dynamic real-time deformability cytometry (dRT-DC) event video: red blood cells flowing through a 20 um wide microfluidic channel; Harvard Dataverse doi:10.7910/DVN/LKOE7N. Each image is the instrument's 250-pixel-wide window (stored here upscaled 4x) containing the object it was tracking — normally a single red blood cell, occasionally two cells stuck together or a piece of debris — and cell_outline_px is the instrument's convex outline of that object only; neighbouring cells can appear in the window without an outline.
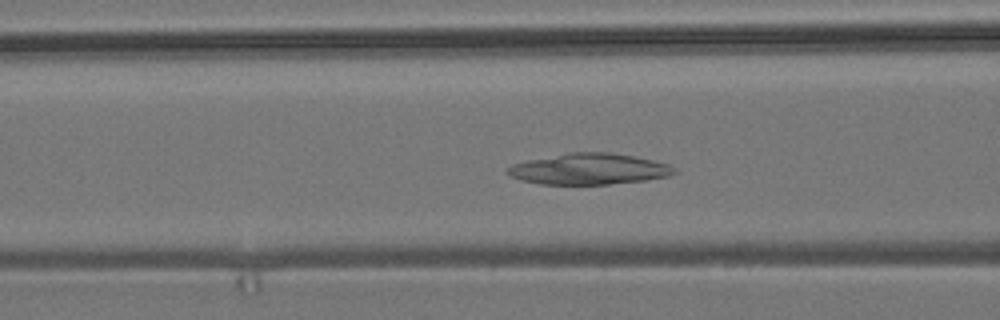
{"species": "common noctule bat (a hibernating species)", "species_latin": "Nyctalus noctula", "temperature_condition": "room temperature", "stored_images_in_passage": 53, "camera_frame_rate_fps": 3000, "um_per_image_px": 0.085, "animal": {"sex": "male", "body_mass_g": 19.2, "forearm_length_mm": 51.8}, "frame": {"image": 1, "passage_image": 19, "time_ms": 6.0, "image_size_px": [1000, 320], "cell_outline_px": [[680, 172], [668, 176], [644, 180], [608, 184], [540, 184], [520, 180], [504, 172], [512, 164], [528, 160], [568, 152], [612, 152], [652, 160], [668, 164], [676, 168]], "centroid_in_image_um": [50.07, 14.36], "position_along_channel_um": 116.5, "area_um2": 30.17}}
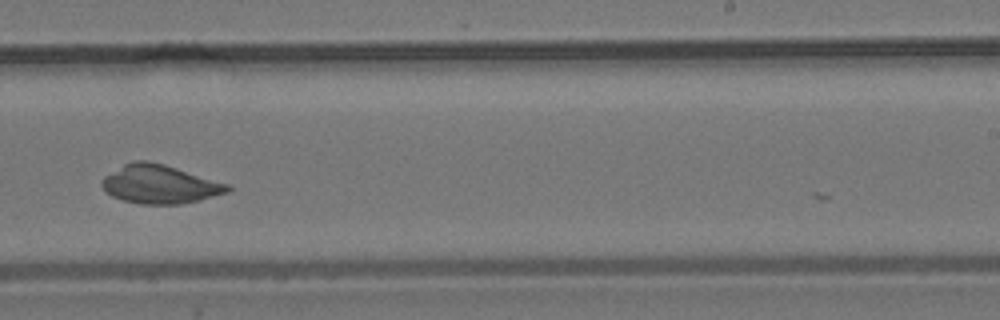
{"frame": {"image": 2, "passage_image": 32, "time_ms": 10.333, "image_size_px": [1000, 320], "cell_outline_px": [[232, 188], [228, 192], [200, 200], [180, 204], [140, 204], [124, 200], [112, 196], [100, 184], [104, 176], [124, 164], [132, 160], [148, 160], [164, 164], [228, 184]], "centroid_in_image_um": [13.57, 15.65], "position_along_channel_um": 275.4, "area_um2": 28.09}}
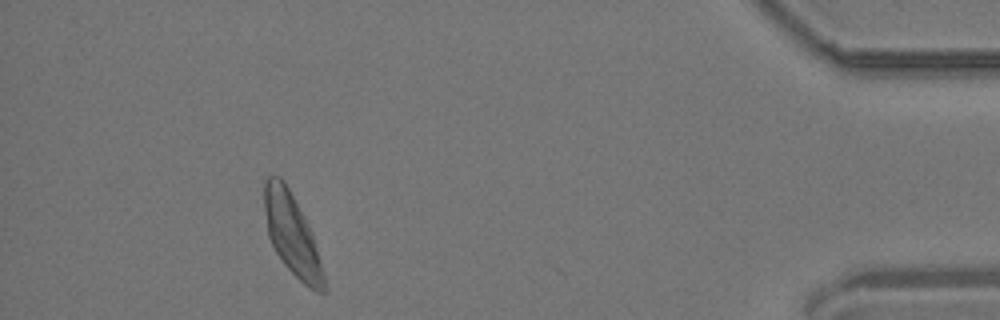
{"frame": {"image": 3, "passage_image": 48, "time_ms": 15.667, "image_size_px": [1000, 320], "cell_outline_px": [[324, 292], [316, 292], [308, 288], [284, 264], [276, 252], [268, 236], [264, 208], [264, 180], [268, 176], [280, 176], [284, 180], [308, 224], [312, 232], [324, 276]], "centroid_in_image_um": [24.79, 19.9], "position_along_channel_um": 410.4, "area_um2": 27.74}}